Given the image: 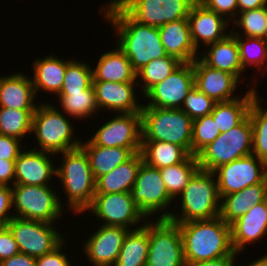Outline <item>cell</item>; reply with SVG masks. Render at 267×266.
Listing matches in <instances>:
<instances>
[{"instance_id": "obj_34", "label": "cell", "mask_w": 267, "mask_h": 266, "mask_svg": "<svg viewBox=\"0 0 267 266\" xmlns=\"http://www.w3.org/2000/svg\"><path fill=\"white\" fill-rule=\"evenodd\" d=\"M200 169L198 158L189 155L183 162L159 169L169 195L174 198L183 192L193 175Z\"/></svg>"}, {"instance_id": "obj_25", "label": "cell", "mask_w": 267, "mask_h": 266, "mask_svg": "<svg viewBox=\"0 0 267 266\" xmlns=\"http://www.w3.org/2000/svg\"><path fill=\"white\" fill-rule=\"evenodd\" d=\"M143 162L142 153H134L127 161L96 180L95 194L131 192L139 167Z\"/></svg>"}, {"instance_id": "obj_21", "label": "cell", "mask_w": 267, "mask_h": 266, "mask_svg": "<svg viewBox=\"0 0 267 266\" xmlns=\"http://www.w3.org/2000/svg\"><path fill=\"white\" fill-rule=\"evenodd\" d=\"M234 252L240 253L244 245L257 241L267 234V199L250 208L230 224Z\"/></svg>"}, {"instance_id": "obj_29", "label": "cell", "mask_w": 267, "mask_h": 266, "mask_svg": "<svg viewBox=\"0 0 267 266\" xmlns=\"http://www.w3.org/2000/svg\"><path fill=\"white\" fill-rule=\"evenodd\" d=\"M257 98L255 88L248 90L242 98L217 102L211 116L220 133L239 125L249 114L252 102Z\"/></svg>"}, {"instance_id": "obj_24", "label": "cell", "mask_w": 267, "mask_h": 266, "mask_svg": "<svg viewBox=\"0 0 267 266\" xmlns=\"http://www.w3.org/2000/svg\"><path fill=\"white\" fill-rule=\"evenodd\" d=\"M32 80L21 73L0 77V107L17 110H36Z\"/></svg>"}, {"instance_id": "obj_17", "label": "cell", "mask_w": 267, "mask_h": 266, "mask_svg": "<svg viewBox=\"0 0 267 266\" xmlns=\"http://www.w3.org/2000/svg\"><path fill=\"white\" fill-rule=\"evenodd\" d=\"M129 230L121 226H101L84 246L89 261L94 266H113Z\"/></svg>"}, {"instance_id": "obj_42", "label": "cell", "mask_w": 267, "mask_h": 266, "mask_svg": "<svg viewBox=\"0 0 267 266\" xmlns=\"http://www.w3.org/2000/svg\"><path fill=\"white\" fill-rule=\"evenodd\" d=\"M241 13V18L234 20V23L244 29L246 37H256L266 39L267 37V6L245 10Z\"/></svg>"}, {"instance_id": "obj_44", "label": "cell", "mask_w": 267, "mask_h": 266, "mask_svg": "<svg viewBox=\"0 0 267 266\" xmlns=\"http://www.w3.org/2000/svg\"><path fill=\"white\" fill-rule=\"evenodd\" d=\"M207 9L214 11L222 16L230 15L227 19L230 21L235 15V10L238 8L237 0H198ZM232 17V18H231Z\"/></svg>"}, {"instance_id": "obj_13", "label": "cell", "mask_w": 267, "mask_h": 266, "mask_svg": "<svg viewBox=\"0 0 267 266\" xmlns=\"http://www.w3.org/2000/svg\"><path fill=\"white\" fill-rule=\"evenodd\" d=\"M90 141L97 146L128 148L133 154L141 152L142 114L120 113L100 127Z\"/></svg>"}, {"instance_id": "obj_30", "label": "cell", "mask_w": 267, "mask_h": 266, "mask_svg": "<svg viewBox=\"0 0 267 266\" xmlns=\"http://www.w3.org/2000/svg\"><path fill=\"white\" fill-rule=\"evenodd\" d=\"M86 153L91 171L97 180L100 176L108 174L115 167L127 161L133 153L128 148L104 147L94 145L90 140L80 146Z\"/></svg>"}, {"instance_id": "obj_16", "label": "cell", "mask_w": 267, "mask_h": 266, "mask_svg": "<svg viewBox=\"0 0 267 266\" xmlns=\"http://www.w3.org/2000/svg\"><path fill=\"white\" fill-rule=\"evenodd\" d=\"M87 210H91L101 218L104 225L121 226L127 229L145 217L133 201L131 192L95 194Z\"/></svg>"}, {"instance_id": "obj_20", "label": "cell", "mask_w": 267, "mask_h": 266, "mask_svg": "<svg viewBox=\"0 0 267 266\" xmlns=\"http://www.w3.org/2000/svg\"><path fill=\"white\" fill-rule=\"evenodd\" d=\"M53 174L56 175L57 172L48 157V152L33 149L21 151L15 160L13 184L47 186Z\"/></svg>"}, {"instance_id": "obj_26", "label": "cell", "mask_w": 267, "mask_h": 266, "mask_svg": "<svg viewBox=\"0 0 267 266\" xmlns=\"http://www.w3.org/2000/svg\"><path fill=\"white\" fill-rule=\"evenodd\" d=\"M267 199V179L259 184L248 186L241 191L221 197L220 217L225 223L231 224L240 216Z\"/></svg>"}, {"instance_id": "obj_3", "label": "cell", "mask_w": 267, "mask_h": 266, "mask_svg": "<svg viewBox=\"0 0 267 266\" xmlns=\"http://www.w3.org/2000/svg\"><path fill=\"white\" fill-rule=\"evenodd\" d=\"M215 173L199 169L181 193L182 216L165 212L159 219H168L174 223H185L193 220H210L220 215L221 200L218 193ZM219 205V206H218Z\"/></svg>"}, {"instance_id": "obj_41", "label": "cell", "mask_w": 267, "mask_h": 266, "mask_svg": "<svg viewBox=\"0 0 267 266\" xmlns=\"http://www.w3.org/2000/svg\"><path fill=\"white\" fill-rule=\"evenodd\" d=\"M220 131L211 115L197 118L192 122L191 155L197 156L206 146L212 143Z\"/></svg>"}, {"instance_id": "obj_49", "label": "cell", "mask_w": 267, "mask_h": 266, "mask_svg": "<svg viewBox=\"0 0 267 266\" xmlns=\"http://www.w3.org/2000/svg\"><path fill=\"white\" fill-rule=\"evenodd\" d=\"M13 177L15 178V160L0 159V185L10 186L9 181Z\"/></svg>"}, {"instance_id": "obj_50", "label": "cell", "mask_w": 267, "mask_h": 266, "mask_svg": "<svg viewBox=\"0 0 267 266\" xmlns=\"http://www.w3.org/2000/svg\"><path fill=\"white\" fill-rule=\"evenodd\" d=\"M0 266H36V258L19 252L18 254L1 261Z\"/></svg>"}, {"instance_id": "obj_23", "label": "cell", "mask_w": 267, "mask_h": 266, "mask_svg": "<svg viewBox=\"0 0 267 266\" xmlns=\"http://www.w3.org/2000/svg\"><path fill=\"white\" fill-rule=\"evenodd\" d=\"M158 29L167 55L182 63H190L196 59L197 50L191 39L187 18L166 23Z\"/></svg>"}, {"instance_id": "obj_40", "label": "cell", "mask_w": 267, "mask_h": 266, "mask_svg": "<svg viewBox=\"0 0 267 266\" xmlns=\"http://www.w3.org/2000/svg\"><path fill=\"white\" fill-rule=\"evenodd\" d=\"M230 33L236 38L238 43L240 62L243 70L247 64L261 67V64L267 61V44L265 39L246 37L247 41H244L240 35L238 36L237 32L230 31ZM251 45L252 47H250Z\"/></svg>"}, {"instance_id": "obj_37", "label": "cell", "mask_w": 267, "mask_h": 266, "mask_svg": "<svg viewBox=\"0 0 267 266\" xmlns=\"http://www.w3.org/2000/svg\"><path fill=\"white\" fill-rule=\"evenodd\" d=\"M58 97L63 110L74 118L88 117L98 109L93 85L84 91L58 94Z\"/></svg>"}, {"instance_id": "obj_12", "label": "cell", "mask_w": 267, "mask_h": 266, "mask_svg": "<svg viewBox=\"0 0 267 266\" xmlns=\"http://www.w3.org/2000/svg\"><path fill=\"white\" fill-rule=\"evenodd\" d=\"M213 172L218 173L217 186L221 198L248 186L264 182L267 179V164L256 155L250 154L220 165Z\"/></svg>"}, {"instance_id": "obj_7", "label": "cell", "mask_w": 267, "mask_h": 266, "mask_svg": "<svg viewBox=\"0 0 267 266\" xmlns=\"http://www.w3.org/2000/svg\"><path fill=\"white\" fill-rule=\"evenodd\" d=\"M36 134L40 149L50 154L79 148L81 142L73 140V127L68 119L51 104L37 107L32 116V132Z\"/></svg>"}, {"instance_id": "obj_15", "label": "cell", "mask_w": 267, "mask_h": 266, "mask_svg": "<svg viewBox=\"0 0 267 266\" xmlns=\"http://www.w3.org/2000/svg\"><path fill=\"white\" fill-rule=\"evenodd\" d=\"M194 87L193 65L182 63L165 80L155 84L144 95L150 99L142 107L181 108L185 98Z\"/></svg>"}, {"instance_id": "obj_32", "label": "cell", "mask_w": 267, "mask_h": 266, "mask_svg": "<svg viewBox=\"0 0 267 266\" xmlns=\"http://www.w3.org/2000/svg\"><path fill=\"white\" fill-rule=\"evenodd\" d=\"M54 56H49L33 63L34 79L32 80L35 92L42 89L59 94L62 89L67 64Z\"/></svg>"}, {"instance_id": "obj_22", "label": "cell", "mask_w": 267, "mask_h": 266, "mask_svg": "<svg viewBox=\"0 0 267 266\" xmlns=\"http://www.w3.org/2000/svg\"><path fill=\"white\" fill-rule=\"evenodd\" d=\"M136 83L92 81L98 108H107L119 113H141L142 105L136 103Z\"/></svg>"}, {"instance_id": "obj_43", "label": "cell", "mask_w": 267, "mask_h": 266, "mask_svg": "<svg viewBox=\"0 0 267 266\" xmlns=\"http://www.w3.org/2000/svg\"><path fill=\"white\" fill-rule=\"evenodd\" d=\"M216 102L203 92L199 91L195 86L185 98L184 107L180 109L184 111L192 120L210 115L214 109Z\"/></svg>"}, {"instance_id": "obj_53", "label": "cell", "mask_w": 267, "mask_h": 266, "mask_svg": "<svg viewBox=\"0 0 267 266\" xmlns=\"http://www.w3.org/2000/svg\"><path fill=\"white\" fill-rule=\"evenodd\" d=\"M248 266H267V255L264 256L263 258H259L252 264H249Z\"/></svg>"}, {"instance_id": "obj_48", "label": "cell", "mask_w": 267, "mask_h": 266, "mask_svg": "<svg viewBox=\"0 0 267 266\" xmlns=\"http://www.w3.org/2000/svg\"><path fill=\"white\" fill-rule=\"evenodd\" d=\"M63 243L54 251L36 258V266H71L65 254L61 253Z\"/></svg>"}, {"instance_id": "obj_1", "label": "cell", "mask_w": 267, "mask_h": 266, "mask_svg": "<svg viewBox=\"0 0 267 266\" xmlns=\"http://www.w3.org/2000/svg\"><path fill=\"white\" fill-rule=\"evenodd\" d=\"M106 8V18L118 31L117 47L136 73L151 60L167 56L158 27L138 23L115 0Z\"/></svg>"}, {"instance_id": "obj_28", "label": "cell", "mask_w": 267, "mask_h": 266, "mask_svg": "<svg viewBox=\"0 0 267 266\" xmlns=\"http://www.w3.org/2000/svg\"><path fill=\"white\" fill-rule=\"evenodd\" d=\"M201 56L199 58L209 67L231 73L238 79L240 73L244 72L240 62L239 46L231 33L225 39L210 44L209 52Z\"/></svg>"}, {"instance_id": "obj_14", "label": "cell", "mask_w": 267, "mask_h": 266, "mask_svg": "<svg viewBox=\"0 0 267 266\" xmlns=\"http://www.w3.org/2000/svg\"><path fill=\"white\" fill-rule=\"evenodd\" d=\"M131 195L145 217L156 211L165 210L173 200L166 189L159 169L150 167L145 162L139 167Z\"/></svg>"}, {"instance_id": "obj_5", "label": "cell", "mask_w": 267, "mask_h": 266, "mask_svg": "<svg viewBox=\"0 0 267 266\" xmlns=\"http://www.w3.org/2000/svg\"><path fill=\"white\" fill-rule=\"evenodd\" d=\"M63 155L62 166L56 169V175L64 185L71 210L84 212L91 205L96 188L89 159L81 147L65 151Z\"/></svg>"}, {"instance_id": "obj_18", "label": "cell", "mask_w": 267, "mask_h": 266, "mask_svg": "<svg viewBox=\"0 0 267 266\" xmlns=\"http://www.w3.org/2000/svg\"><path fill=\"white\" fill-rule=\"evenodd\" d=\"M198 58L192 62L194 86L216 103L235 99L231 95L239 79L231 73L209 67Z\"/></svg>"}, {"instance_id": "obj_36", "label": "cell", "mask_w": 267, "mask_h": 266, "mask_svg": "<svg viewBox=\"0 0 267 266\" xmlns=\"http://www.w3.org/2000/svg\"><path fill=\"white\" fill-rule=\"evenodd\" d=\"M258 97L252 102L249 109V118L252 124V154L267 164V110L260 107Z\"/></svg>"}, {"instance_id": "obj_52", "label": "cell", "mask_w": 267, "mask_h": 266, "mask_svg": "<svg viewBox=\"0 0 267 266\" xmlns=\"http://www.w3.org/2000/svg\"><path fill=\"white\" fill-rule=\"evenodd\" d=\"M267 5V0H237L238 12L253 10Z\"/></svg>"}, {"instance_id": "obj_9", "label": "cell", "mask_w": 267, "mask_h": 266, "mask_svg": "<svg viewBox=\"0 0 267 266\" xmlns=\"http://www.w3.org/2000/svg\"><path fill=\"white\" fill-rule=\"evenodd\" d=\"M51 225L18 217H13L6 224L17 243L19 252L34 258L54 251L64 242V238Z\"/></svg>"}, {"instance_id": "obj_27", "label": "cell", "mask_w": 267, "mask_h": 266, "mask_svg": "<svg viewBox=\"0 0 267 266\" xmlns=\"http://www.w3.org/2000/svg\"><path fill=\"white\" fill-rule=\"evenodd\" d=\"M136 74L129 59L118 47L101 55L97 67L92 70L93 81L135 83Z\"/></svg>"}, {"instance_id": "obj_2", "label": "cell", "mask_w": 267, "mask_h": 266, "mask_svg": "<svg viewBox=\"0 0 267 266\" xmlns=\"http://www.w3.org/2000/svg\"><path fill=\"white\" fill-rule=\"evenodd\" d=\"M182 237L185 263L231 255V227L222 218L177 223Z\"/></svg>"}, {"instance_id": "obj_4", "label": "cell", "mask_w": 267, "mask_h": 266, "mask_svg": "<svg viewBox=\"0 0 267 266\" xmlns=\"http://www.w3.org/2000/svg\"><path fill=\"white\" fill-rule=\"evenodd\" d=\"M142 141H165L191 155L193 120L180 108L142 107Z\"/></svg>"}, {"instance_id": "obj_47", "label": "cell", "mask_w": 267, "mask_h": 266, "mask_svg": "<svg viewBox=\"0 0 267 266\" xmlns=\"http://www.w3.org/2000/svg\"><path fill=\"white\" fill-rule=\"evenodd\" d=\"M12 187L0 185V227L6 224L14 217L7 212L12 208Z\"/></svg>"}, {"instance_id": "obj_51", "label": "cell", "mask_w": 267, "mask_h": 266, "mask_svg": "<svg viewBox=\"0 0 267 266\" xmlns=\"http://www.w3.org/2000/svg\"><path fill=\"white\" fill-rule=\"evenodd\" d=\"M236 252H233L229 256H224L222 258H216L212 260L206 261H198V262H189L186 263V266H234V256Z\"/></svg>"}, {"instance_id": "obj_19", "label": "cell", "mask_w": 267, "mask_h": 266, "mask_svg": "<svg viewBox=\"0 0 267 266\" xmlns=\"http://www.w3.org/2000/svg\"><path fill=\"white\" fill-rule=\"evenodd\" d=\"M187 19L191 39L196 50H198L201 39L204 45L208 46L225 39L229 35L224 32L228 20L224 19V16L207 9L198 0L192 5Z\"/></svg>"}, {"instance_id": "obj_39", "label": "cell", "mask_w": 267, "mask_h": 266, "mask_svg": "<svg viewBox=\"0 0 267 266\" xmlns=\"http://www.w3.org/2000/svg\"><path fill=\"white\" fill-rule=\"evenodd\" d=\"M93 75L90 66L77 61L67 64L62 89L59 94L84 91L92 85Z\"/></svg>"}, {"instance_id": "obj_11", "label": "cell", "mask_w": 267, "mask_h": 266, "mask_svg": "<svg viewBox=\"0 0 267 266\" xmlns=\"http://www.w3.org/2000/svg\"><path fill=\"white\" fill-rule=\"evenodd\" d=\"M135 21L143 25H162L188 18L197 0H115Z\"/></svg>"}, {"instance_id": "obj_45", "label": "cell", "mask_w": 267, "mask_h": 266, "mask_svg": "<svg viewBox=\"0 0 267 266\" xmlns=\"http://www.w3.org/2000/svg\"><path fill=\"white\" fill-rule=\"evenodd\" d=\"M19 253L17 243L7 226L0 227V262Z\"/></svg>"}, {"instance_id": "obj_31", "label": "cell", "mask_w": 267, "mask_h": 266, "mask_svg": "<svg viewBox=\"0 0 267 266\" xmlns=\"http://www.w3.org/2000/svg\"><path fill=\"white\" fill-rule=\"evenodd\" d=\"M129 230L113 266H146L149 250V222Z\"/></svg>"}, {"instance_id": "obj_35", "label": "cell", "mask_w": 267, "mask_h": 266, "mask_svg": "<svg viewBox=\"0 0 267 266\" xmlns=\"http://www.w3.org/2000/svg\"><path fill=\"white\" fill-rule=\"evenodd\" d=\"M34 112L35 110L0 107V135L21 140L26 133L32 132V116Z\"/></svg>"}, {"instance_id": "obj_46", "label": "cell", "mask_w": 267, "mask_h": 266, "mask_svg": "<svg viewBox=\"0 0 267 266\" xmlns=\"http://www.w3.org/2000/svg\"><path fill=\"white\" fill-rule=\"evenodd\" d=\"M19 140L6 135H0V159L16 160L21 153Z\"/></svg>"}, {"instance_id": "obj_38", "label": "cell", "mask_w": 267, "mask_h": 266, "mask_svg": "<svg viewBox=\"0 0 267 266\" xmlns=\"http://www.w3.org/2000/svg\"><path fill=\"white\" fill-rule=\"evenodd\" d=\"M181 64V61L170 55L151 60L136 74V77H141L144 80L143 93L145 94L155 84L165 80Z\"/></svg>"}, {"instance_id": "obj_10", "label": "cell", "mask_w": 267, "mask_h": 266, "mask_svg": "<svg viewBox=\"0 0 267 266\" xmlns=\"http://www.w3.org/2000/svg\"><path fill=\"white\" fill-rule=\"evenodd\" d=\"M146 266H186L182 237L177 223L168 219H158L157 222L149 223Z\"/></svg>"}, {"instance_id": "obj_8", "label": "cell", "mask_w": 267, "mask_h": 266, "mask_svg": "<svg viewBox=\"0 0 267 266\" xmlns=\"http://www.w3.org/2000/svg\"><path fill=\"white\" fill-rule=\"evenodd\" d=\"M14 188V189H13ZM12 206L14 217L53 224L61 215L62 205L54 191L47 186L14 184Z\"/></svg>"}, {"instance_id": "obj_33", "label": "cell", "mask_w": 267, "mask_h": 266, "mask_svg": "<svg viewBox=\"0 0 267 266\" xmlns=\"http://www.w3.org/2000/svg\"><path fill=\"white\" fill-rule=\"evenodd\" d=\"M141 153L144 162L156 169L179 164L189 156L181 146L165 141H142Z\"/></svg>"}, {"instance_id": "obj_6", "label": "cell", "mask_w": 267, "mask_h": 266, "mask_svg": "<svg viewBox=\"0 0 267 266\" xmlns=\"http://www.w3.org/2000/svg\"><path fill=\"white\" fill-rule=\"evenodd\" d=\"M252 124L249 115L237 126L222 132L198 155L201 170L214 171L220 165L252 154Z\"/></svg>"}]
</instances>
